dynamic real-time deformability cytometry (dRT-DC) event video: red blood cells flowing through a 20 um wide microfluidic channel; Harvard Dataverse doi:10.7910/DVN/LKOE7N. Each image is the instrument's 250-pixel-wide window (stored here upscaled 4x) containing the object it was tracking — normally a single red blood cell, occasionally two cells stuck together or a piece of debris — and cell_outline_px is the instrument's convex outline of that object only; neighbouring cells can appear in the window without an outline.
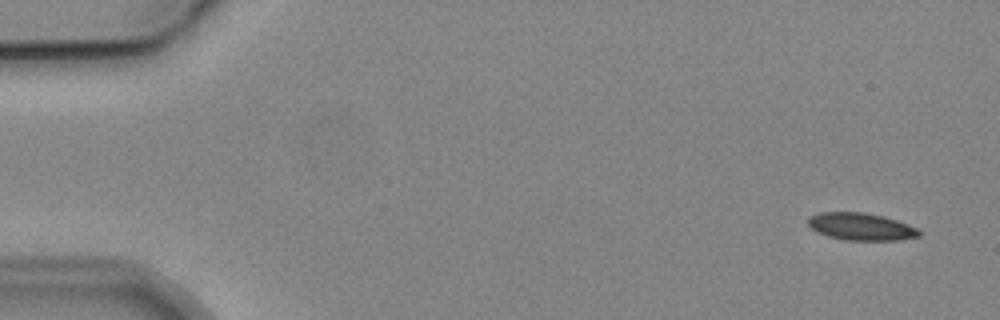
{"species": "common noctule bat (a hibernating species)", "species_latin": "Nyctalus noctula", "temperature_condition": "cold", "stored_images_in_passage": 6, "segment_of_instrument_passage": [1, 2], "camera_frame_rate_fps": 3000, "um_per_image_px": 0.085, "animal": {"sex": "male", "body_mass_g": 19.2, "forearm_length_mm": 51.8}, "frame": {"image": 1, "passage_image": 1, "time_ms": 0.0, "image_size_px": [1000, 320], "cell_outline_px": [[920, 236], [900, 240], [844, 240], [828, 236], [816, 232], [808, 224], [808, 216], [820, 212], [864, 212], [884, 216], [908, 224], [916, 228], [920, 232]], "centroid_in_image_um": [73.16, 19.26], "position_along_channel_um": 11.8, "area_um2": 17.74}}
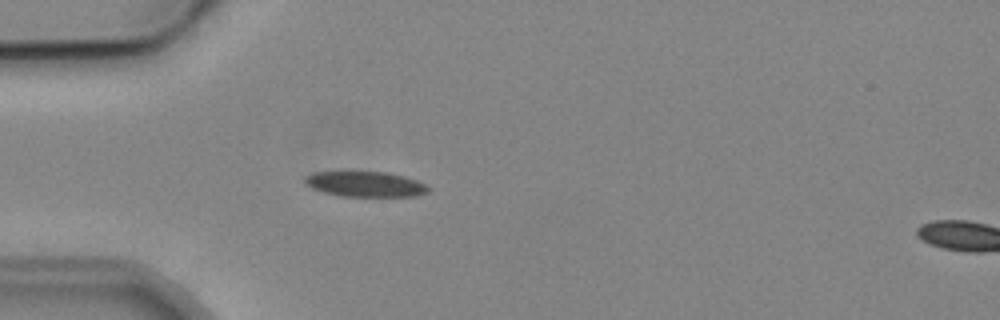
{"frame": {"image": 2, "passage_image": 5, "time_ms": 4.333, "image_size_px": [1000, 320], "cell_outline_px": [[432, 188], [428, 192], [416, 196], [340, 196], [324, 192], [312, 188], [304, 180], [304, 176], [312, 172], [388, 172], [404, 176], [416, 180]], "centroid_in_image_um": [31.07, 15.65], "position_along_channel_um": 53.9, "area_um2": 18.15}}